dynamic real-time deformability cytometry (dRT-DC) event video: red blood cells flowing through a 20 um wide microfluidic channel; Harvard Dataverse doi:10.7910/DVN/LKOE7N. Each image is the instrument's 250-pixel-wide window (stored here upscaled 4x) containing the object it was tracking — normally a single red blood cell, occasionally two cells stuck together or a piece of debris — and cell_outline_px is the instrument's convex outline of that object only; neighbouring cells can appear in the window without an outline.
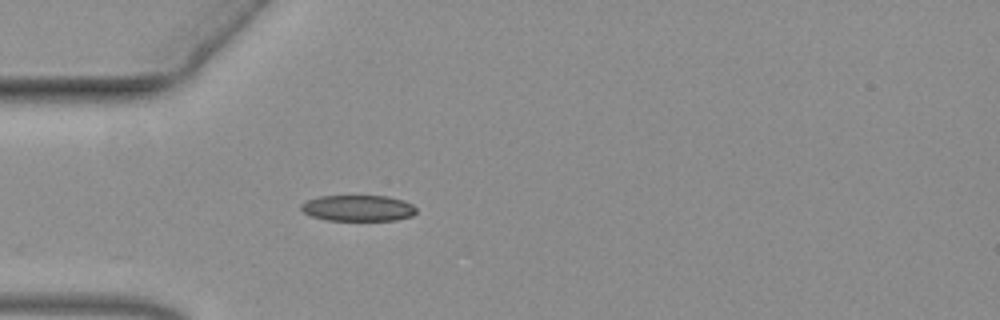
{"species": "common noctule bat (a hibernating species)", "species_latin": "Nyctalus noctula", "temperature_condition": "warm", "stored_images_in_passage": 42, "camera_frame_rate_fps": 3000, "um_per_image_px": 0.085, "animal": {"sex": "female", "body_mass_g": 19.3, "forearm_length_mm": 54.1}, "frame": {"image": 1, "passage_image": 1, "time_ms": 0.0, "image_size_px": [1000, 320], "cell_outline_px": [[416, 212], [412, 216], [396, 220], [324, 220], [312, 216], [304, 212], [300, 208], [300, 204], [308, 200], [320, 196], [388, 196], [404, 200], [412, 204], [416, 208]], "centroid_in_image_um": [30.45, 17.69], "position_along_channel_um": 54.6, "area_um2": 17.51}}
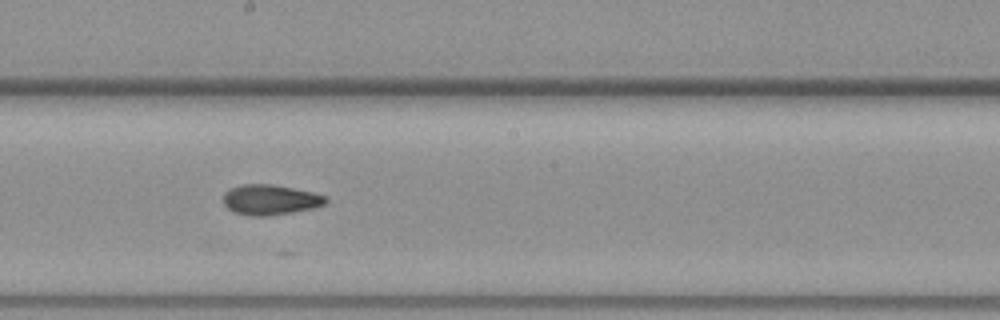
{"frame": {"image": 2, "passage_image": 16, "time_ms": 5.0, "image_size_px": [1000, 320], "cell_outline_px": [[328, 200], [324, 204], [312, 208], [292, 212], [268, 216], [252, 216], [232, 212], [224, 204], [224, 192], [240, 184], [272, 184], [312, 192], [324, 196]], "centroid_in_image_um": [22.93, 16.98], "position_along_channel_um": 225.3, "area_um2": 17.92}}
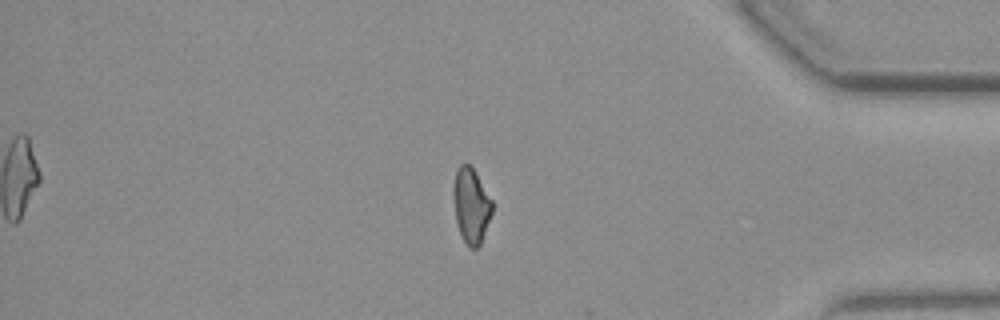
{"frame": {"image": 3, "passage_image": 33, "time_ms": 10.667, "image_size_px": [1000, 320], "cell_outline_px": [[492, 212], [480, 244], [476, 248], [468, 248], [456, 224], [452, 196], [452, 192], [456, 172], [460, 164], [468, 164], [472, 168], [492, 200]], "centroid_in_image_um": [40.02, 17.49], "position_along_channel_um": 395.2, "area_um2": 16.76}}